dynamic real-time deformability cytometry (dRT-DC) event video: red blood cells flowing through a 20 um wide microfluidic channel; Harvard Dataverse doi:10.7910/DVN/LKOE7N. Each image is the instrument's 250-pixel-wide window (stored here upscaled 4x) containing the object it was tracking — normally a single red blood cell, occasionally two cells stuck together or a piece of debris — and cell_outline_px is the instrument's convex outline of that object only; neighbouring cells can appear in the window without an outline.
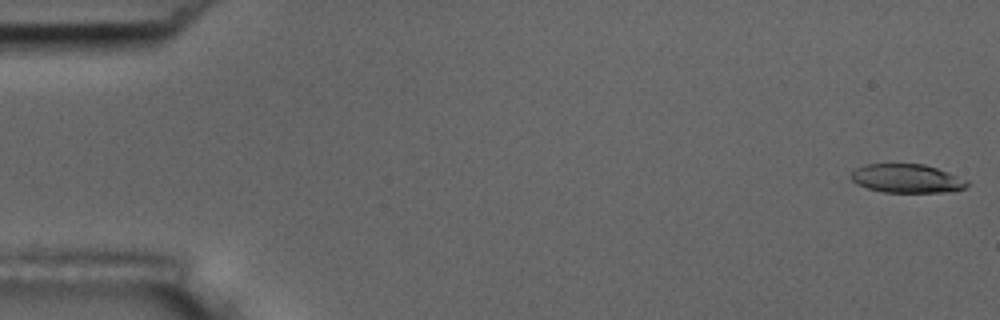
{"species": "common noctule bat (a hibernating species)", "species_latin": "Nyctalus noctula", "temperature_condition": "room temperature", "stored_images_in_passage": 56, "camera_frame_rate_fps": 3000, "um_per_image_px": 0.085, "animal": {"sex": "male", "body_mass_g": 17.5, "forearm_length_mm": 52.3}, "frame": {"image": 1, "passage_image": 1, "time_ms": 0.0, "image_size_px": [1000, 320], "cell_outline_px": [[968, 184], [964, 188], [956, 192], [884, 192], [868, 188], [856, 184], [852, 180], [852, 172], [856, 168], [868, 164], [924, 164], [948, 172], [968, 180]], "centroid_in_image_um": [77.12, 15.18], "position_along_channel_um": 7.9, "area_um2": 19.36}}
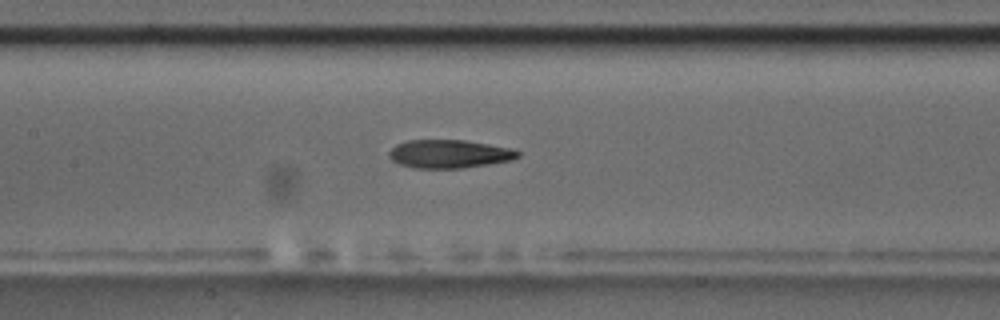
{"frame": {"image": 2, "passage_image": 26, "time_ms": 8.333, "image_size_px": [1000, 320], "cell_outline_px": [[520, 156], [512, 160], [464, 168], [416, 168], [400, 164], [392, 160], [388, 156], [388, 152], [396, 144], [408, 140], [464, 140], [512, 148], [520, 152]], "centroid_in_image_um": [38.19, 13.08], "position_along_channel_um": 169.2, "area_um2": 21.27}}
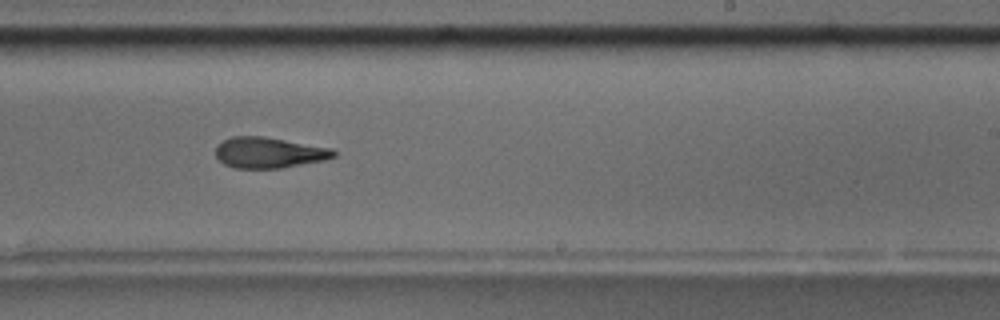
{"frame": {"image": 3, "passage_image": 34, "time_ms": 11.0, "image_size_px": [1000, 320], "cell_outline_px": [[336, 156], [324, 160], [280, 168], [232, 168], [224, 164], [216, 156], [216, 144], [232, 136], [264, 136], [332, 148], [336, 152]], "centroid_in_image_um": [22.84, 12.97], "position_along_channel_um": 266.2, "area_um2": 21.21}, "authors_computed_cell_mechanics": {"area_um2": 21.5883, "velocity_mm_per_s": 3.6523, "shape_relaxation_time_tau1_ms": 8.5531, "shape_relaxation_time_tau2_ms": 3.2552, "deformation_change_tau1": 0.2612, "deformation_change_tau2": 0.1322}}